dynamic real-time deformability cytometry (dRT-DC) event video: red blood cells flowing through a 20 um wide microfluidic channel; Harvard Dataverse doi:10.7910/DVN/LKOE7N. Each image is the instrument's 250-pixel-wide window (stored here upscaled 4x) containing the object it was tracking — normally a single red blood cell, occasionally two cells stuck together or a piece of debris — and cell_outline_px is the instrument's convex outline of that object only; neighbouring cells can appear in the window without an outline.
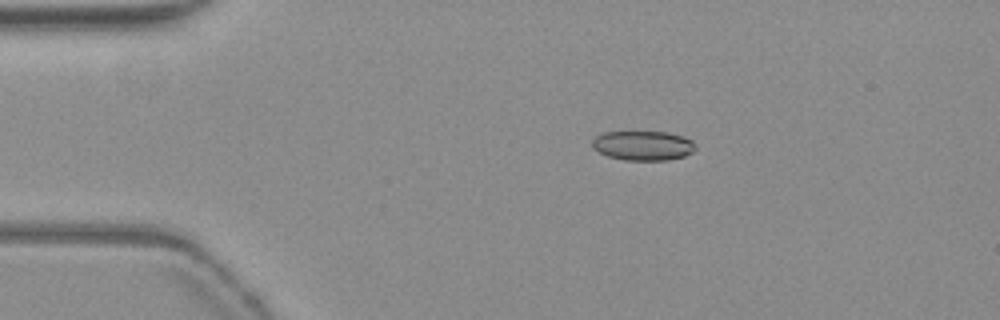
{"species": "common noctule bat (a hibernating species)", "species_latin": "Nyctalus noctula", "temperature_condition": "warm", "stored_images_in_passage": 44, "camera_frame_rate_fps": 3000, "um_per_image_px": 0.085, "animal": {"sex": "female", "body_mass_g": 19.3, "forearm_length_mm": 54.1}, "frame": {"image": 1, "passage_image": 1, "time_ms": 0.0, "image_size_px": [1000, 320], "cell_outline_px": [[696, 148], [692, 152], [684, 156], [668, 160], [624, 160], [608, 156], [592, 148], [592, 140], [596, 136], [604, 132], [664, 132], [680, 136], [692, 140]], "centroid_in_image_um": [54.64, 12.38], "position_along_channel_um": 30.4, "area_um2": 17.63}}
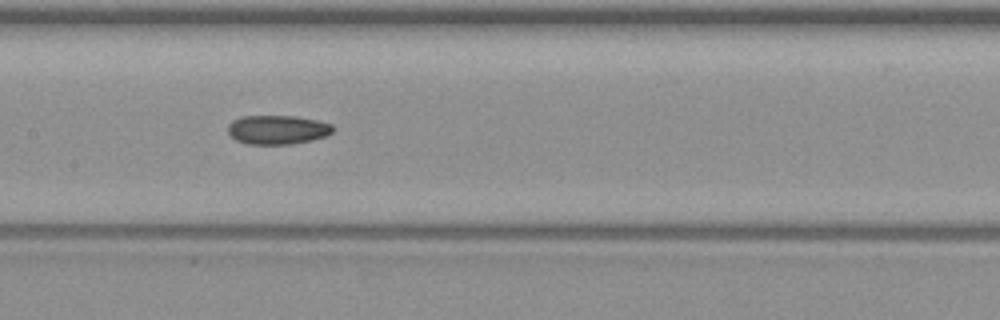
{"frame": {"image": 2, "passage_image": 17, "time_ms": 5.333, "image_size_px": [1000, 320], "cell_outline_px": [[332, 132], [328, 136], [312, 140], [292, 144], [248, 144], [236, 140], [228, 132], [228, 124], [232, 120], [244, 116], [296, 116], [316, 120], [332, 124]], "centroid_in_image_um": [23.59, 11.03], "position_along_channel_um": 183.8, "area_um2": 17.8}}
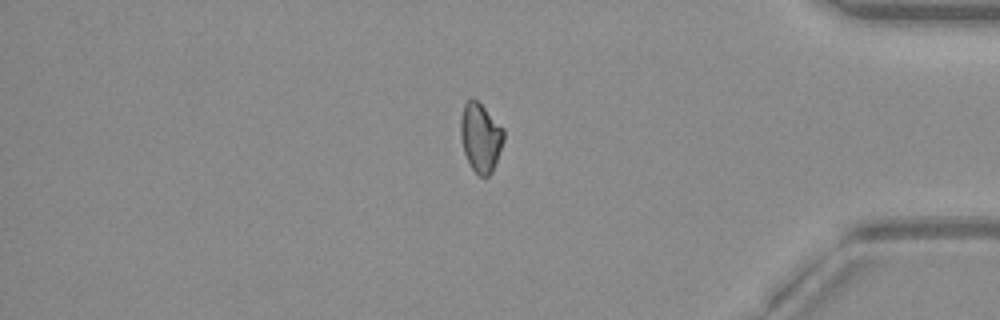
{"frame": {"image": 3, "passage_image": 36, "time_ms": 11.667, "image_size_px": [1000, 320], "cell_outline_px": [[504, 140], [492, 172], [488, 176], [480, 176], [472, 168], [464, 152], [460, 136], [460, 120], [464, 104], [468, 100], [476, 100], [504, 128]], "centroid_in_image_um": [40.85, 11.69], "position_along_channel_um": 394.4, "area_um2": 17.05}, "authors_computed_cell_mechanics": {"area_um2": 17.7446, "velocity_mm_per_s": 3.8148, "shape_relaxation_time_tau1_ms": null, "shape_relaxation_time_tau2_ms": 5.1774, "deformation_change_tau1": null, "deformation_change_tau2": 0.1061}}